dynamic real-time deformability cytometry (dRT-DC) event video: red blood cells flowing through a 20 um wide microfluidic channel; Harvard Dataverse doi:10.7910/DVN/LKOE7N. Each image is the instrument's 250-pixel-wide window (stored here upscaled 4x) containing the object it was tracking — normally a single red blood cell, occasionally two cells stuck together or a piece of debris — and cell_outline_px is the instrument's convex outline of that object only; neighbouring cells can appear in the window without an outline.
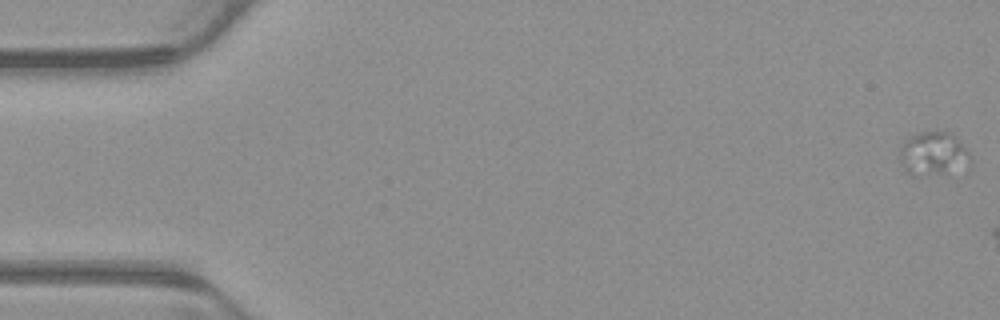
{"species": "common noctule bat (a hibernating species)", "species_latin": "Nyctalus noctula", "temperature_condition": "warm", "stored_images_in_passage": 14, "camera_frame_rate_fps": 3000, "um_per_image_px": 0.085, "animal": {"sex": "male", "body_mass_g": 23.1, "forearm_length_mm": 52.7}, "frame": {"image": 1, "passage_image": 1, "time_ms": 0.0, "image_size_px": [1000, 320], "cell_outline_px": [[972, 160], [948, 176], [912, 176], [904, 172], [900, 164], [900, 148], [904, 140], [920, 132], [948, 132], [968, 152]], "centroid_in_image_um": [79.26, 13.15], "position_along_channel_um": 5.7, "area_um2": 18.21}}